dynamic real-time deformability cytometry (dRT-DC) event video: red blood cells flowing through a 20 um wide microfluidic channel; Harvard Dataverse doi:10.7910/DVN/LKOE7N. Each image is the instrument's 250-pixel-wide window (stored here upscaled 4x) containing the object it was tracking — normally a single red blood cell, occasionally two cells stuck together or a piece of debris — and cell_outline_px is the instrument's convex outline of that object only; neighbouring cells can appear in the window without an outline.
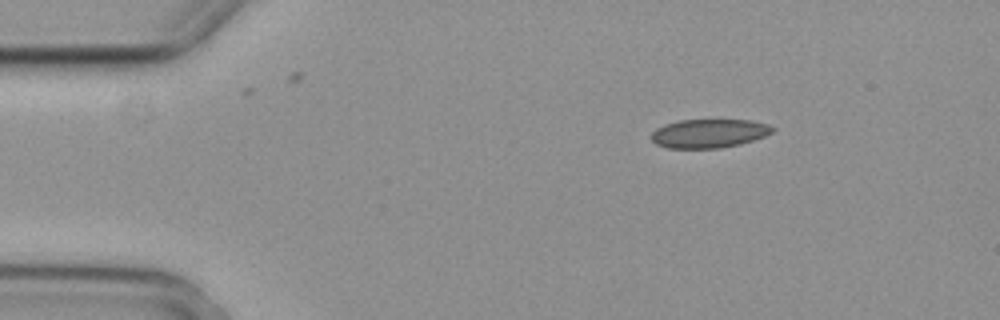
{"species": "common noctule bat (a hibernating species)", "species_latin": "Nyctalus noctula", "temperature_condition": "cold", "stored_images_in_passage": 3, "camera_frame_rate_fps": 3000, "um_per_image_px": 0.085, "animal": {"sex": "female", "body_mass_g": 29.2, "forearm_length_mm": 56.3}, "frame": {"image": 1, "passage_image": 1, "time_ms": 0.0, "image_size_px": [1000, 320], "cell_outline_px": [[776, 128], [772, 132], [764, 136], [740, 144], [720, 148], [668, 148], [656, 144], [652, 140], [652, 132], [656, 128], [664, 124], [680, 120], [752, 120], [768, 124]], "centroid_in_image_um": [60.27, 11.33], "position_along_channel_um": 24.7, "area_um2": 20.29}}